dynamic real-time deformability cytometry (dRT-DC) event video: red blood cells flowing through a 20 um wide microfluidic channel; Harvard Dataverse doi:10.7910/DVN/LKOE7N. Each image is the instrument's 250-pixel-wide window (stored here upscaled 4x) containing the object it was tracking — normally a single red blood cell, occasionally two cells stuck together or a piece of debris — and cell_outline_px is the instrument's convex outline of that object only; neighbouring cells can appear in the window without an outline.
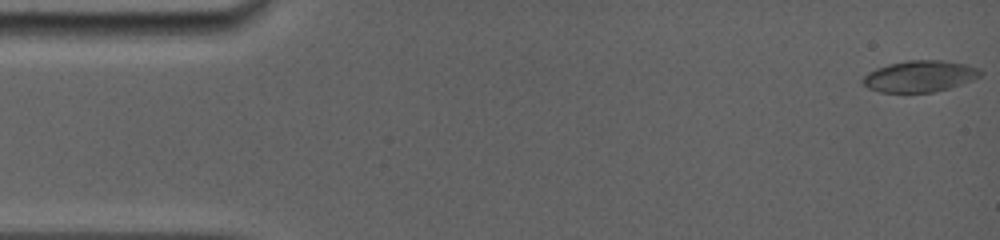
{"species": "common noctule bat (a hibernating species)", "species_latin": "Nyctalus noctula", "temperature_condition": "room temperature", "stored_images_in_passage": 81, "camera_frame_rate_fps": 5000, "um_per_image_px": 0.085, "animal": {"sex": "female", "body_mass_g": 19.0, "forearm_length_mm": 56.7}, "frame": {"image": 1, "passage_image": 1, "time_ms": 0.0, "image_size_px": [1000, 240], "cell_outline_px": [[984, 72], [980, 76], [960, 84], [948, 88], [932, 92], [880, 92], [868, 88], [860, 80], [868, 72], [876, 68], [888, 64], [908, 60], [940, 60], [964, 64], [980, 68]], "centroid_in_image_um": [78.15, 6.47], "position_along_channel_um": 6.8, "area_um2": 21.39}}
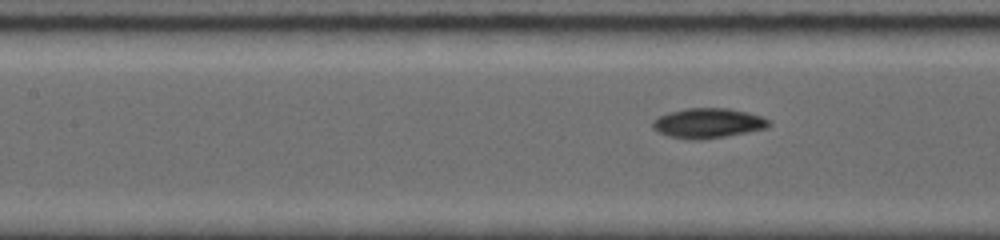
{"frame": {"image": 2, "passage_image": 35, "time_ms": 6.8, "image_size_px": [1000, 240], "cell_outline_px": [[772, 124], [768, 128], [724, 136], [700, 140], [692, 140], [668, 136], [652, 128], [652, 120], [668, 112], [684, 108], [728, 108], [748, 112], [772, 120]], "centroid_in_image_um": [60.19, 10.46], "position_along_channel_um": 147.2, "area_um2": 20.35}}
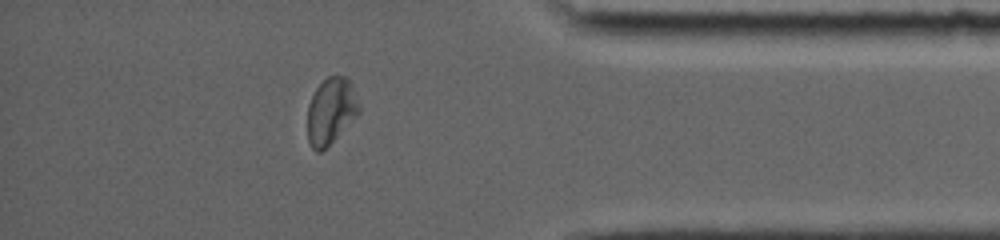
{"frame": {"image": 3, "passage_image": 70, "time_ms": 13.8, "image_size_px": [1000, 240], "cell_outline_px": [[360, 112], [320, 152], [316, 152], [312, 148], [308, 140], [308, 104], [316, 88], [328, 76], [344, 76], [348, 80], [360, 104]], "centroid_in_image_um": [28.11, 9.42], "position_along_channel_um": 407.1, "area_um2": 19.36}, "authors_computed_cell_mechanics": {"area_um2": 19.941, "velocity_mm_per_s": 3.8955, "shape_relaxation_time_tau1_ms": 5.0762, "shape_relaxation_time_tau2_ms": 4.0617, "deformation_change_tau1": 0.1373, "deformation_change_tau2": 0.086}}